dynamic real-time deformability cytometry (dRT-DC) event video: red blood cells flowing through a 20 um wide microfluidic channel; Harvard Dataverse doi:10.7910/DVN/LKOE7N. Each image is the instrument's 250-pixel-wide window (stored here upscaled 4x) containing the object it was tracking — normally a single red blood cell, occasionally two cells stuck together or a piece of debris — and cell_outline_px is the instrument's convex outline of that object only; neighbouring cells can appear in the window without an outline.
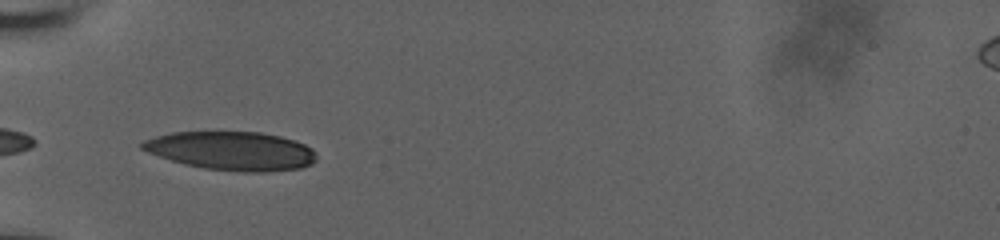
{"species": "human", "species_latin": "Homo sapiens", "temperature_condition": "room temperature", "stored_images_in_passage": 10, "camera_frame_rate_fps": 3000, "um_per_image_px": 0.085, "donor": {"sex": "male"}, "frame": {"image": 1, "passage_image": 1, "time_ms": 0.0, "image_size_px": [1000, 240], "cell_outline_px": [[316, 160], [312, 164], [300, 168], [268, 172], [240, 172], [204, 168], [184, 164], [148, 152], [140, 148], [140, 144], [144, 140], [156, 136], [172, 132], [260, 132], [280, 136], [304, 144], [312, 148], [316, 152]], "centroid_in_image_um": [19.71, 12.83], "position_along_channel_um": 65.3, "area_um2": 39.25}}
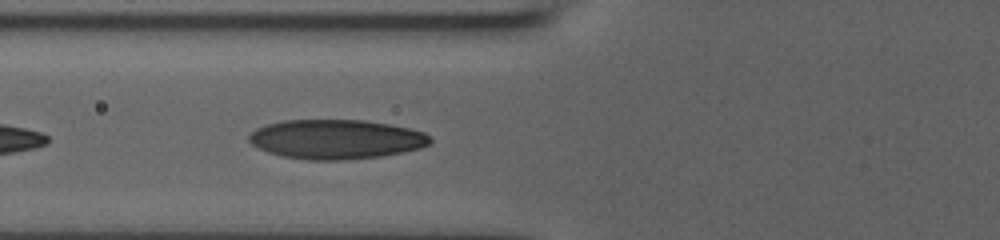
{"frame": {"image": 2, "passage_image": 4, "time_ms": 1.0, "image_size_px": [1000, 240], "cell_outline_px": [[432, 140], [428, 144], [420, 148], [404, 152], [380, 156], [348, 160], [308, 160], [284, 156], [268, 152], [252, 144], [248, 140], [248, 136], [256, 128], [280, 120], [364, 120], [388, 124], [408, 128], [424, 132]], "centroid_in_image_um": [28.56, 11.84], "position_along_channel_um": 97.2, "area_um2": 41.56}}
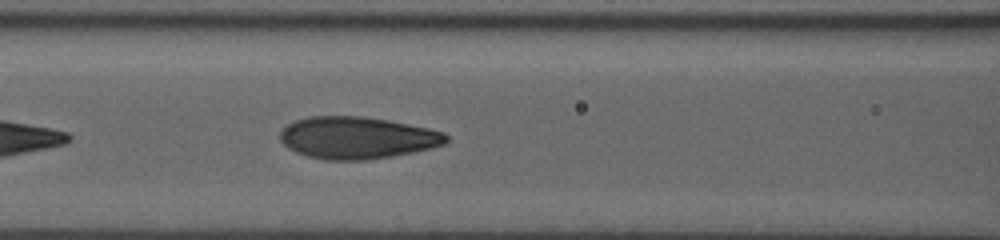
{"frame": {"image": 3, "passage_image": 7, "time_ms": 2.0, "image_size_px": [1000, 240], "cell_outline_px": [[448, 140], [444, 144], [412, 152], [392, 156], [364, 160], [328, 160], [308, 156], [296, 152], [288, 148], [280, 140], [280, 132], [288, 124], [296, 120], [308, 116], [364, 116], [388, 120], [428, 128], [444, 132], [448, 136]], "centroid_in_image_um": [30.34, 11.7], "position_along_channel_um": 136.3, "area_um2": 40.52}}